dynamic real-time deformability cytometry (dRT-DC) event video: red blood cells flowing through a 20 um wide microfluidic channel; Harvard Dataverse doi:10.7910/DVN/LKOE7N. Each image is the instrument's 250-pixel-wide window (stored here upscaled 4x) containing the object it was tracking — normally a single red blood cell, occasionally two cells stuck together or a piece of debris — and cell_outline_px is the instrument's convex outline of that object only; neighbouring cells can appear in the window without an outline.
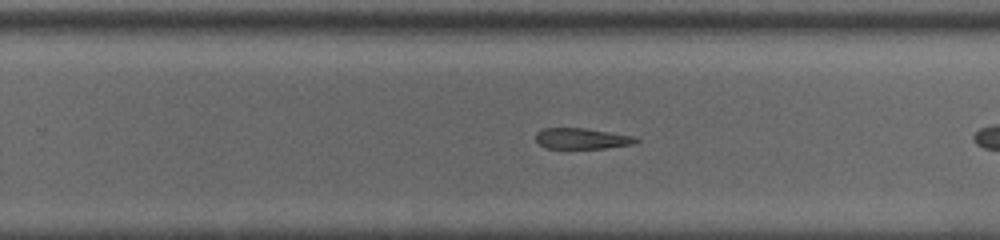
{"species": "common noctule bat (a hibernating species)", "species_latin": "Nyctalus noctula", "temperature_condition": "room temperature", "stored_images_in_passage": 18, "camera_frame_rate_fps": 3000, "um_per_image_px": 0.085, "animal": {"sex": "male", "body_mass_g": 13.0, "forearm_length_mm": 53.1}, "frame": {"image": 1, "passage_image": 13, "time_ms": 4.0, "image_size_px": [1000, 240], "cell_outline_px": [[640, 140], [632, 144], [604, 148], [544, 148], [536, 140], [536, 132], [544, 128], [584, 128], [636, 136]], "centroid_in_image_um": [49.46, 11.77], "position_along_channel_um": 280.3, "area_um2": 12.14}}
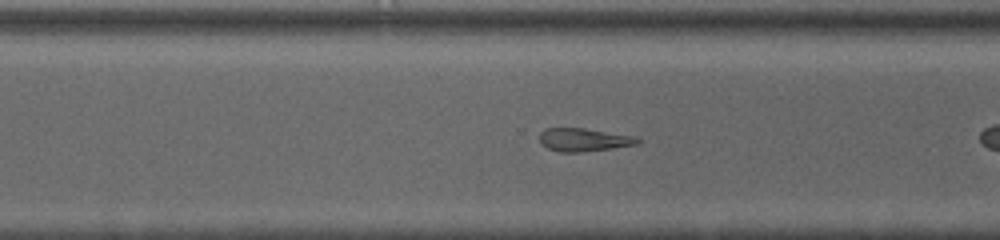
{"frame": {"image": 2, "passage_image": 16, "time_ms": 5.0, "image_size_px": [1000, 240], "cell_outline_px": [[640, 144], [584, 152], [560, 152], [548, 148], [540, 144], [540, 132], [544, 128], [584, 128], [636, 136], [640, 140]], "centroid_in_image_um": [49.63, 11.88], "position_along_channel_um": 321.0, "area_um2": 13.35}}